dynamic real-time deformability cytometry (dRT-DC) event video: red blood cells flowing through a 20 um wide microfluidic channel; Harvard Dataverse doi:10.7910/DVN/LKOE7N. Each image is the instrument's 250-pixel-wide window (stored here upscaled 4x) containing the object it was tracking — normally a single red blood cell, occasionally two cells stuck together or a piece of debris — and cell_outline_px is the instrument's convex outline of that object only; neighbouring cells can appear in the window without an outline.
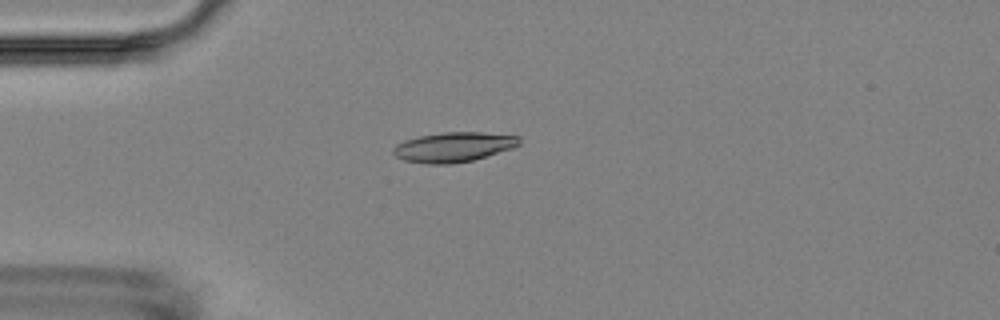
{"species": "Egyptian fruit bat (a non-hibernating species)", "species_latin": "Rousettus aegyptiacus", "temperature_condition": "room temperature", "stored_images_in_passage": 5, "camera_frame_rate_fps": 3000, "um_per_image_px": 0.085, "animal": {"sex": "female"}, "frame": {"image": 1, "passage_image": 4, "time_ms": 4.333, "image_size_px": [1000, 320], "cell_outline_px": [[520, 144], [512, 148], [472, 160], [452, 164], [428, 164], [404, 160], [396, 156], [392, 152], [392, 148], [396, 144], [404, 140], [420, 136], [444, 132], [484, 132], [520, 136]], "centroid_in_image_um": [38.54, 12.49], "position_along_channel_um": 46.5, "area_um2": 21.85}}
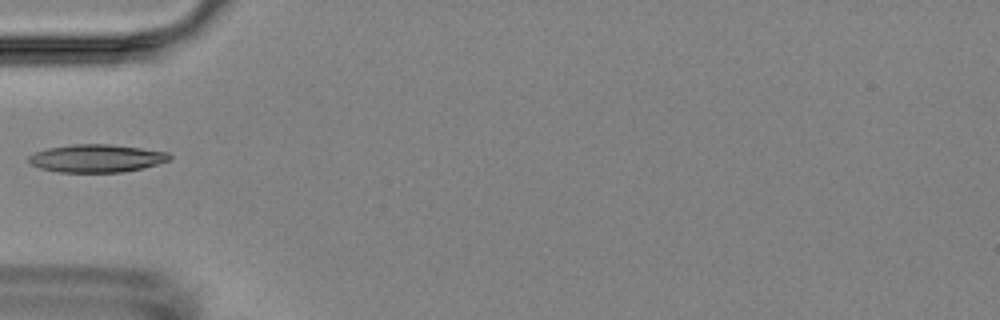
{"frame": {"image": 2, "passage_image": 5, "time_ms": 5.667, "image_size_px": [1000, 320], "cell_outline_px": [[172, 160], [144, 168], [124, 172], [60, 172], [40, 168], [32, 164], [28, 160], [28, 156], [36, 152], [48, 148], [72, 144], [108, 144], [140, 148], [168, 152], [172, 156]], "centroid_in_image_um": [8.25, 13.46], "position_along_channel_um": 76.7, "area_um2": 22.89}}